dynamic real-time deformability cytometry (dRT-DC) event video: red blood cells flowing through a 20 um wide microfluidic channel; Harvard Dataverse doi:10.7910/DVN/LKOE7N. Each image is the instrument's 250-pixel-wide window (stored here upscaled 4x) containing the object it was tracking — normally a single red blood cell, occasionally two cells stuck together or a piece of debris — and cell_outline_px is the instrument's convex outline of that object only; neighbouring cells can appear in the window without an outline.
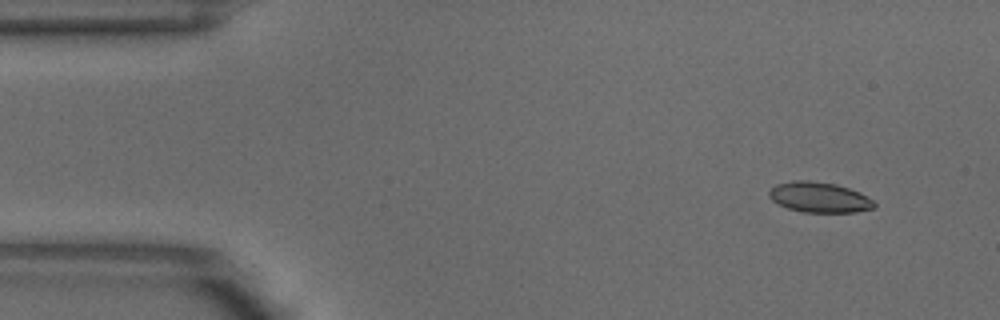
{"species": "common noctule bat (a hibernating species)", "species_latin": "Nyctalus noctula", "temperature_condition": "warm", "stored_images_in_passage": 3, "segment_of_instrument_passage": [2, 2], "camera_frame_rate_fps": 3000, "um_per_image_px": 0.085, "animal": {"sex": "male", "body_mass_g": 18.8}, "frame": {"image": 1, "passage_image": 3, "time_ms": 0.667, "image_size_px": [1000, 320], "cell_outline_px": [[876, 208], [856, 212], [804, 212], [788, 208], [772, 200], [768, 196], [768, 192], [776, 184], [792, 180], [808, 180], [836, 184], [860, 192], [872, 200], [876, 204]], "centroid_in_image_um": [69.65, 16.76], "position_along_channel_um": 15.4, "area_um2": 18.61}}